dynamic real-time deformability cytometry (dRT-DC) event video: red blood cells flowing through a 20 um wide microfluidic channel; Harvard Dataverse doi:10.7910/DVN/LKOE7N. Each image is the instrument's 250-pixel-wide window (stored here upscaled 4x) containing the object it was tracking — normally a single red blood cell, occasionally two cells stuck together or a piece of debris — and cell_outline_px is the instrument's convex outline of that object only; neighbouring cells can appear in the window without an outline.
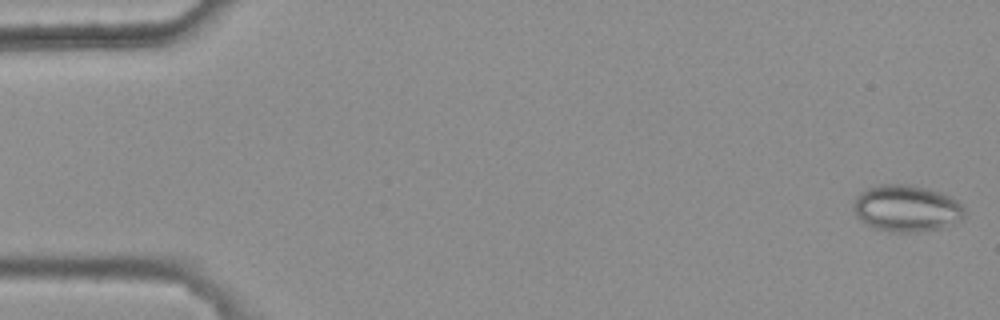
{"species": "common noctule bat (a hibernating species)", "species_latin": "Nyctalus noctula", "temperature_condition": "warm", "stored_images_in_passage": 5, "camera_frame_rate_fps": 3000, "um_per_image_px": 0.085, "animal": {"sex": "female", "body_mass_g": 25.1}, "frame": {"image": 1, "passage_image": 1, "time_ms": 0.0, "image_size_px": [1000, 320], "cell_outline_px": [[964, 216], [960, 220], [944, 228], [916, 232], [888, 232], [872, 228], [860, 220], [856, 216], [852, 208], [860, 192], [868, 188], [880, 184], [908, 184], [928, 188], [940, 192], [956, 200], [964, 208]], "centroid_in_image_um": [77.04, 17.72], "position_along_channel_um": 8.0, "area_um2": 30.4}}